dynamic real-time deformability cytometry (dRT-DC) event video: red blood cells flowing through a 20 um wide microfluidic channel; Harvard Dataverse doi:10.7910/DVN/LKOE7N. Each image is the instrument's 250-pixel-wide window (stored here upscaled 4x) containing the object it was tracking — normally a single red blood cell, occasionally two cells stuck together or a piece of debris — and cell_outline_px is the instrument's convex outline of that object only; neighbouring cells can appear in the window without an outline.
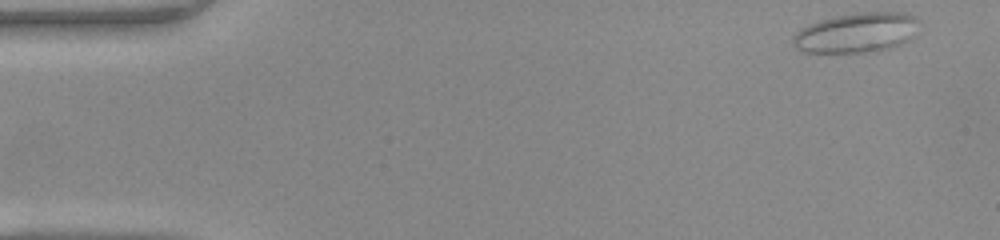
{"species": "common noctule bat (a hibernating species)", "species_latin": "Nyctalus noctula", "temperature_condition": "warm", "stored_images_in_passage": 47, "camera_frame_rate_fps": 3000, "um_per_image_px": 0.085, "animal": {"sex": "female", "body_mass_g": 22.0, "forearm_length_mm": 56.7}, "frame": {"image": 1, "passage_image": 1, "time_ms": 0.0, "image_size_px": [1000, 240], "cell_outline_px": [[920, 20], [908, 40], [892, 48], [876, 52], [804, 52], [796, 48], [792, 44], [792, 36], [800, 28], [808, 24], [832, 16], [860, 12], [904, 12], [916, 16]], "centroid_in_image_um": [72.78, 2.77], "position_along_channel_um": 12.2, "area_um2": 29.54}}
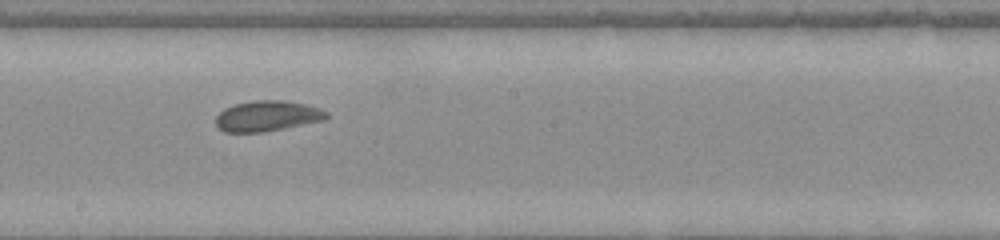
{"frame": {"image": 2, "passage_image": 25, "time_ms": 8.0, "image_size_px": [1000, 240], "cell_outline_px": [[328, 116], [324, 120], [264, 132], [224, 132], [216, 128], [216, 116], [224, 108], [236, 104], [256, 100], [284, 100], [304, 104], [320, 108], [328, 112]], "centroid_in_image_um": [22.7, 9.86], "position_along_channel_um": 225.5, "area_um2": 19.71}}
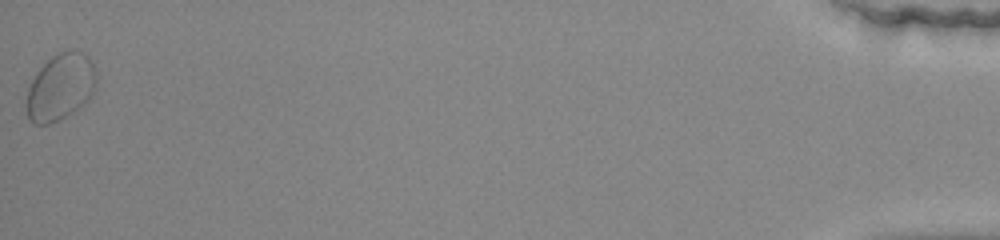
{"frame": {"image": 3, "passage_image": 47, "time_ms": 15.333, "image_size_px": [1000, 240], "cell_outline_px": [[96, 88], [88, 100], [84, 104], [72, 112], [48, 124], [32, 124], [28, 120], [24, 104], [28, 88], [36, 72], [52, 56], [68, 48], [72, 48], [84, 52], [92, 60], [96, 72]], "centroid_in_image_um": [5.13, 7.37], "position_along_channel_um": 430.1, "area_um2": 27.63}, "authors_computed_cell_mechanics": {"area_um2": 20.23, "velocity_mm_per_s": 4.1643, "shape_relaxation_time_tau1_ms": 4.8779, "shape_relaxation_time_tau2_ms": 1.7267, "deformation_change_tau1": 0.1267, "deformation_change_tau2": 0.0776}}